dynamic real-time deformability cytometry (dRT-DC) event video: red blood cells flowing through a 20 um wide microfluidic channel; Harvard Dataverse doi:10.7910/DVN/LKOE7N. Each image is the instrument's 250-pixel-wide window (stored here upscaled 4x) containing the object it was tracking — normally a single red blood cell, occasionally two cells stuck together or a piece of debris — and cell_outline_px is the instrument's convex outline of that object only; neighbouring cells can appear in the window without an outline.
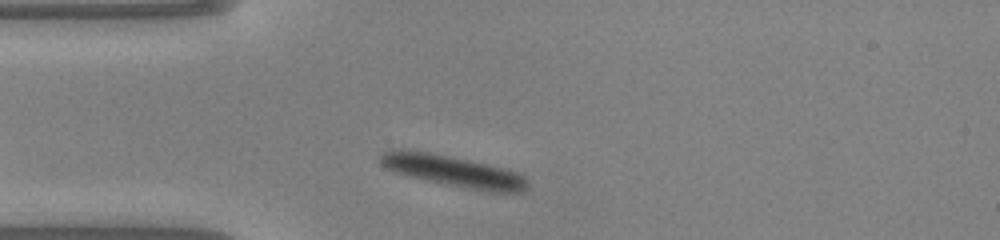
{"species": "common noctule bat (a hibernating species)", "species_latin": "Nyctalus noctula", "temperature_condition": "warm", "stored_images_in_passage": 36, "camera_frame_rate_fps": 3000, "um_per_image_px": 0.085, "animal": {"sex": "male", "body_mass_g": 20.0, "forearm_length_mm": 53.3}, "frame": {"image": 1, "passage_image": 3, "time_ms": 0.667, "image_size_px": [1000, 240], "cell_outline_px": [[528, 184], [524, 192], [504, 192], [472, 188], [444, 184], [424, 180], [396, 172], [388, 168], [380, 160], [380, 156], [384, 152], [428, 152], [468, 160], [516, 172], [524, 176]], "centroid_in_image_um": [38.6, 14.57], "position_along_channel_um": 46.4, "area_um2": 25.26}}
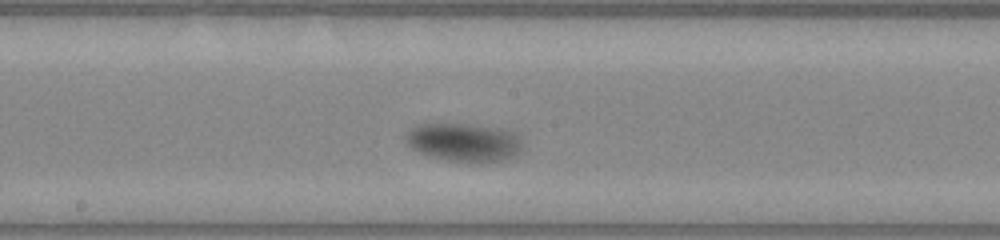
{"frame": {"image": 2, "passage_image": 17, "time_ms": 5.333, "image_size_px": [1000, 240], "cell_outline_px": [[520, 148], [516, 156], [508, 160], [484, 164], [472, 164], [444, 160], [428, 156], [412, 148], [404, 140], [408, 132], [412, 128], [420, 124], [468, 124], [512, 132], [520, 140]], "centroid_in_image_um": [39.42, 12.16], "position_along_channel_um": 208.8, "area_um2": 26.24}}
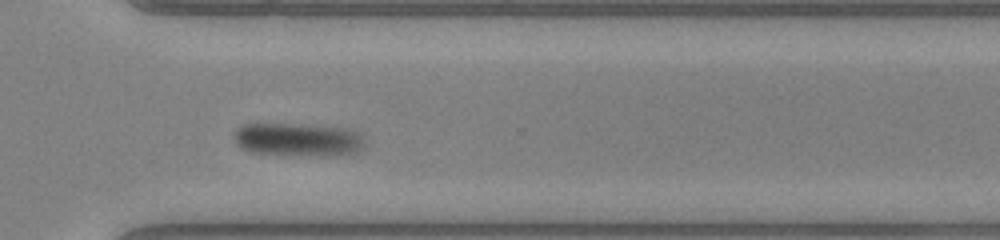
{"frame": {"image": 3, "passage_image": 28, "time_ms": 9.0, "image_size_px": [1000, 240], "cell_outline_px": [[364, 148], [356, 152], [344, 156], [280, 156], [248, 152], [240, 148], [236, 144], [232, 136], [236, 128], [244, 124], [284, 124], [348, 128], [364, 136]], "centroid_in_image_um": [25.31, 11.91], "position_along_channel_um": 345.3, "area_um2": 26.24}, "authors_computed_cell_mechanics": {"area_um2": 25.5765, "velocity_mm_per_s": 3.7145, "shape_relaxation_time_tau1_ms": 3.4069, "shape_relaxation_time_tau2_ms": null, "deformation_change_tau1": 0.2293, "deformation_change_tau2": null}}